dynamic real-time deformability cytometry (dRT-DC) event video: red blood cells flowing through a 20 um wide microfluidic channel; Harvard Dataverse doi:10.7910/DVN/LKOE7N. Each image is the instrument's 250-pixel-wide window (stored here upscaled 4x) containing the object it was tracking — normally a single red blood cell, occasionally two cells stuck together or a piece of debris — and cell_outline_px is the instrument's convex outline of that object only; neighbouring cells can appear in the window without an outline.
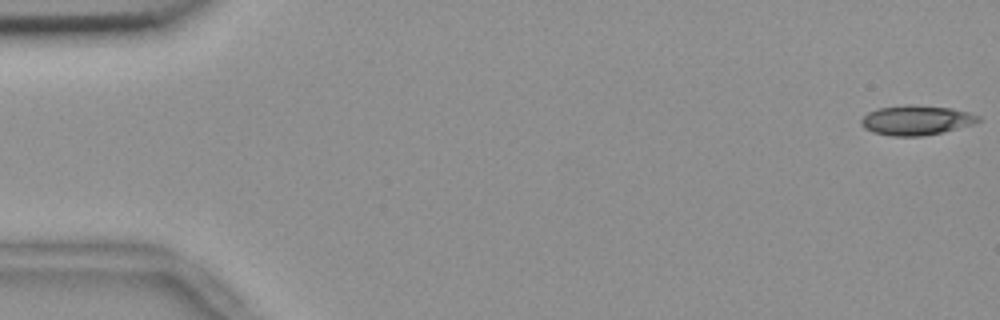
{"species": "common noctule bat (a hibernating species)", "species_latin": "Nyctalus noctula", "temperature_condition": "room temperature", "stored_images_in_passage": 55, "camera_frame_rate_fps": 3000, "um_per_image_px": 0.085, "animal": {"sex": "female", "body_mass_g": 18.4}, "frame": {"image": 1, "passage_image": 1, "time_ms": 0.0, "image_size_px": [1000, 320], "cell_outline_px": [[980, 120], [972, 124], [940, 132], [920, 136], [892, 136], [872, 132], [864, 128], [860, 124], [860, 120], [868, 112], [880, 108], [904, 104], [912, 104], [952, 108], [968, 112], [980, 116]], "centroid_in_image_um": [77.84, 10.2], "position_along_channel_um": 7.2, "area_um2": 20.17}}
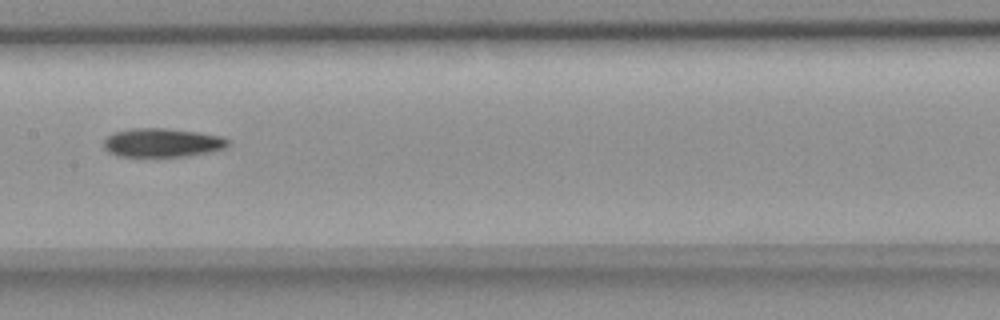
{"frame": {"image": 2, "passage_image": 28, "time_ms": 9.0, "image_size_px": [1000, 320], "cell_outline_px": [[232, 144], [224, 148], [208, 152], [188, 156], [116, 156], [108, 152], [104, 148], [104, 140], [108, 136], [116, 132], [132, 128], [164, 128], [196, 132], [224, 136], [232, 140]], "centroid_in_image_um": [13.84, 12.13], "position_along_channel_um": 193.6, "area_um2": 20.92}}
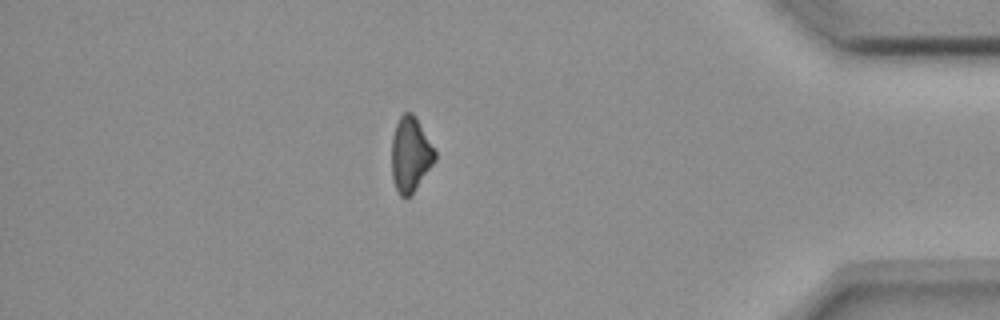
{"frame": {"image": 3, "passage_image": 48, "time_ms": 15.667, "image_size_px": [1000, 320], "cell_outline_px": [[436, 160], [412, 196], [404, 200], [400, 196], [396, 188], [392, 176], [392, 136], [396, 124], [400, 116], [404, 112], [412, 112], [416, 116], [436, 152]], "centroid_in_image_um": [34.89, 13.16], "position_along_channel_um": 400.3, "area_um2": 19.19}, "authors_computed_cell_mechanics": {"area_um2": 20.3456, "velocity_mm_per_s": 3.6846, "shape_relaxation_time_tau1_ms": 6.6651, "shape_relaxation_time_tau2_ms": null, "deformation_change_tau1": 0.1498, "deformation_change_tau2": null}}